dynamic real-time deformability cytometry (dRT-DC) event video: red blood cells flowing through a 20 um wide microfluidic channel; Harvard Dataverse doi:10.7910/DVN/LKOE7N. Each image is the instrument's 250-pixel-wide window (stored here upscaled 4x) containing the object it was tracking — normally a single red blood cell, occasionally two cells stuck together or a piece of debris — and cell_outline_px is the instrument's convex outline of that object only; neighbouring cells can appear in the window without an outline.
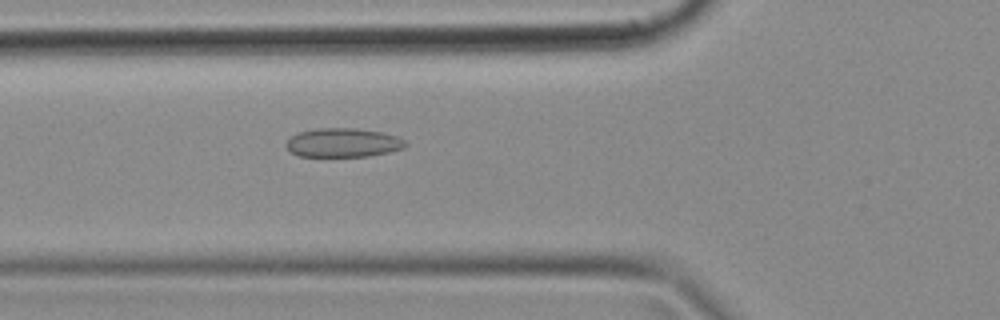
{"species": "common noctule bat (a hibernating species)", "species_latin": "Nyctalus noctula", "temperature_condition": "cold", "stored_images_in_passage": 48, "camera_frame_rate_fps": 3000, "um_per_image_px": 0.085, "animal": {"sex": "female", "body_mass_g": 18.4}, "frame": {"image": 1, "passage_image": 17, "time_ms": 5.333, "image_size_px": [1000, 320], "cell_outline_px": [[408, 144], [404, 148], [388, 152], [368, 156], [300, 156], [292, 152], [284, 144], [292, 136], [300, 132], [316, 128], [356, 128], [380, 132], [400, 136]], "centroid_in_image_um": [29.19, 12.12], "position_along_channel_um": 96.6, "area_um2": 20.06}}
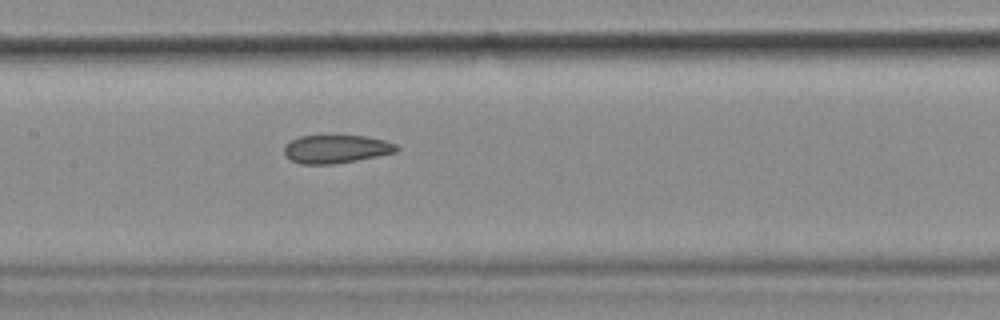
{"frame": {"image": 2, "passage_image": 23, "time_ms": 7.333, "image_size_px": [1000, 320], "cell_outline_px": [[400, 148], [396, 152], [356, 160], [332, 164], [300, 164], [292, 160], [284, 152], [284, 148], [292, 140], [300, 136], [364, 136], [384, 140], [396, 144]], "centroid_in_image_um": [28.6, 12.67], "position_along_channel_um": 178.8, "area_um2": 18.15}}
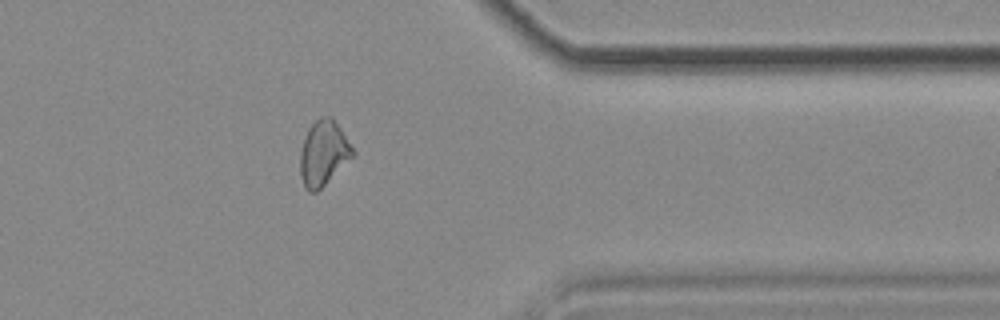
{"frame": {"image": 3, "passage_image": 39, "time_ms": 12.667, "image_size_px": [1000, 320], "cell_outline_px": [[356, 156], [316, 192], [308, 192], [300, 176], [300, 152], [308, 128], [320, 116], [332, 116], [356, 152]], "centroid_in_image_um": [27.52, 13.02], "position_along_channel_um": 383.9, "area_um2": 20.06}}